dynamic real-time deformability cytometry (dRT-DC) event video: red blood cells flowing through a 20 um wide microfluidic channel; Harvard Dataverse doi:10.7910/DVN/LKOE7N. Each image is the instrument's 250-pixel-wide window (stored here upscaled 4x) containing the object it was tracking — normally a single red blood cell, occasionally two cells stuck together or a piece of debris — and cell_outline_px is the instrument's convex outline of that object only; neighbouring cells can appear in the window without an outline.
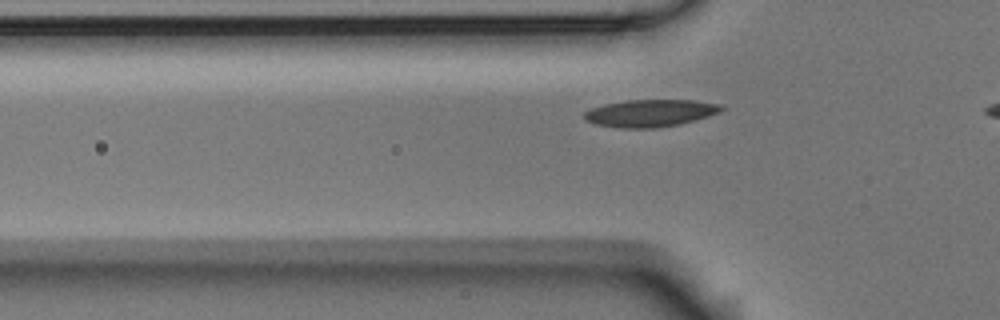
{"species": "Egyptian fruit bat (a non-hibernating species)", "species_latin": "Rousettus aegyptiacus", "temperature_condition": "room temperature", "stored_images_in_passage": 35, "camera_frame_rate_fps": 3000, "um_per_image_px": 0.085, "animal": {"sex": "male"}, "frame": {"image": 1, "passage_image": 8, "time_ms": 2.333, "image_size_px": [1000, 320], "cell_outline_px": [[724, 108], [720, 112], [708, 116], [680, 124], [656, 128], [620, 128], [596, 124], [584, 120], [584, 112], [592, 108], [604, 104], [624, 100], [692, 100], [720, 104]], "centroid_in_image_um": [55.25, 9.61], "position_along_channel_um": 70.5, "area_um2": 21.79}}
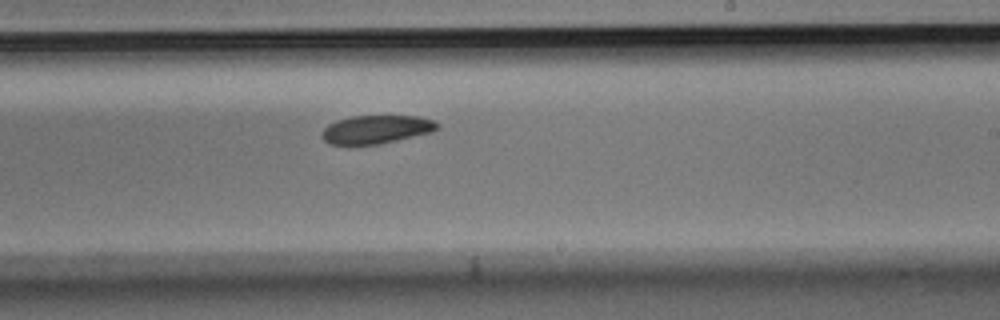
{"frame": {"image": 2, "passage_image": 23, "time_ms": 7.333, "image_size_px": [1000, 320], "cell_outline_px": [[440, 128], [432, 132], [380, 144], [348, 148], [328, 144], [320, 136], [320, 132], [328, 124], [336, 120], [352, 116], [416, 116], [432, 120], [440, 124]], "centroid_in_image_um": [31.89, 11.05], "position_along_channel_um": 257.1, "area_um2": 19.88}}
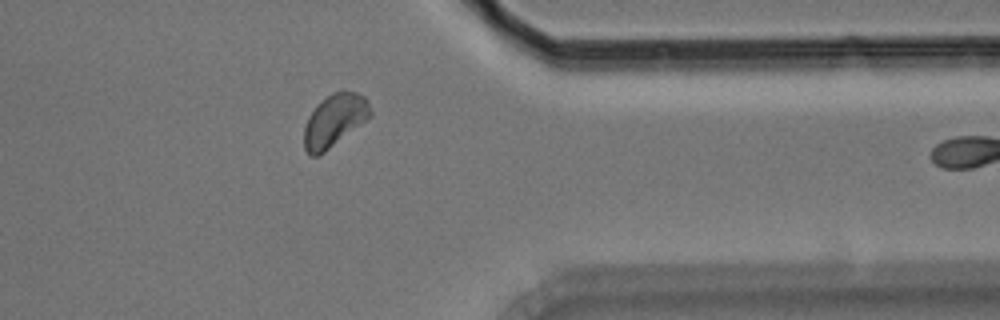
{"frame": {"image": 3, "passage_image": 34, "time_ms": 11.0, "image_size_px": [1000, 320], "cell_outline_px": [[372, 116], [324, 152], [316, 156], [308, 156], [304, 148], [304, 128], [308, 116], [316, 104], [320, 100], [332, 92], [344, 88], [356, 92], [364, 96], [368, 100], [372, 112]], "centroid_in_image_um": [28.43, 10.19], "position_along_channel_um": 383.0, "area_um2": 20.69}}